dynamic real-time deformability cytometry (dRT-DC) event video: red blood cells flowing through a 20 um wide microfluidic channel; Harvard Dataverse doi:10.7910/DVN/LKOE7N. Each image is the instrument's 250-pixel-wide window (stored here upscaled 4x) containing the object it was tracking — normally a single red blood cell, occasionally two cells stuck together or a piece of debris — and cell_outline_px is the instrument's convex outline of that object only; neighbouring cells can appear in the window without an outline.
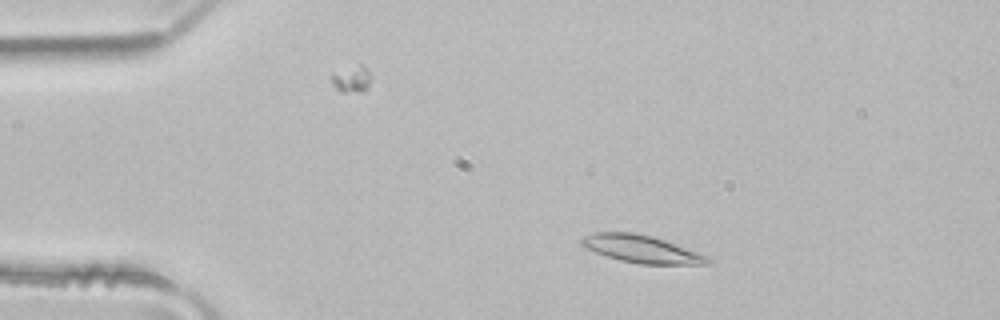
{"species": "common noctule bat (a hibernating species)", "species_latin": "Nyctalus noctula", "temperature_condition": "room temperature", "stored_images_in_passage": 3, "camera_frame_rate_fps": 3000, "um_per_image_px": 0.085, "animal": {"sex": "male", "body_mass_g": 21.5, "forearm_length_mm": 52.0}, "frame": {"image": 1, "passage_image": 2, "time_ms": 0.333, "image_size_px": [1000, 320], "cell_outline_px": [[712, 260], [708, 264], [640, 264], [620, 260], [584, 248], [580, 244], [580, 240], [584, 236], [596, 232], [632, 232], [652, 236], [664, 240], [708, 256]], "centroid_in_image_um": [54.5, 21.16], "position_along_channel_um": 30.5, "area_um2": 20.06}}